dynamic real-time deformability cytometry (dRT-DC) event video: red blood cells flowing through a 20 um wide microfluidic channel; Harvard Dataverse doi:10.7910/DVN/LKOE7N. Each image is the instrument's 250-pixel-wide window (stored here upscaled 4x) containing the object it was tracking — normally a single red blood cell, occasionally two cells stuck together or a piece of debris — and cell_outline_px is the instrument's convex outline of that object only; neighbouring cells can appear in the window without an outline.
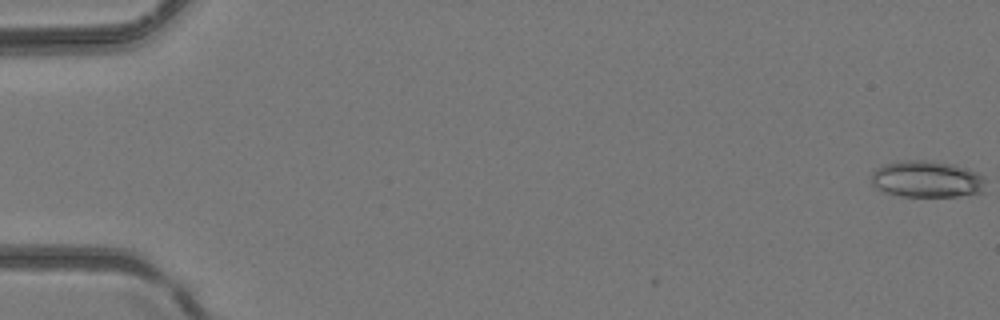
{"species": "common noctule bat (a hibernating species)", "species_latin": "Nyctalus noctula", "temperature_condition": "room temperature", "stored_images_in_passage": 5, "camera_frame_rate_fps": 3000, "um_per_image_px": 0.085, "animal": {"sex": "female", "body_mass_g": 24.6, "forearm_length_mm": 56.2}, "frame": {"image": 1, "passage_image": 1, "time_ms": 0.0, "image_size_px": [1000, 320], "cell_outline_px": [[984, 192], [960, 196], [900, 196], [884, 192], [876, 188], [872, 184], [872, 172], [876, 168], [884, 164], [908, 160], [924, 160], [956, 164], [968, 168], [984, 176]], "centroid_in_image_um": [78.8, 15.23], "position_along_channel_um": 6.2, "area_um2": 24.57}}